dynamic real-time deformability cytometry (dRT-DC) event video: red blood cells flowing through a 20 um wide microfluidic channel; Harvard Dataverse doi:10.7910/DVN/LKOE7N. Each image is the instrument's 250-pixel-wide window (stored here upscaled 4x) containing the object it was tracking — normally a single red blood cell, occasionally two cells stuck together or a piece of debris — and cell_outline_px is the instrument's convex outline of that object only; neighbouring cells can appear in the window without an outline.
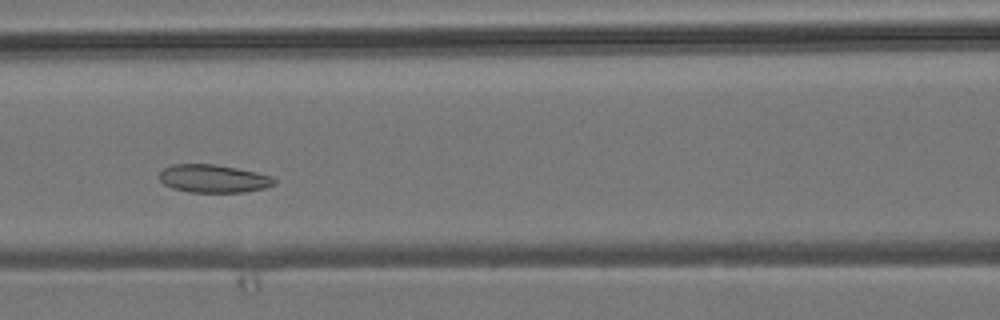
{"species": "common noctule bat (a hibernating species)", "species_latin": "Nyctalus noctula", "temperature_condition": "room temperature", "stored_images_in_passage": 5, "camera_frame_rate_fps": 3000, "um_per_image_px": 0.085, "animal": {"sex": "male", "body_mass_g": 19.2, "forearm_length_mm": 51.8}, "frame": {"image": 1, "passage_image": 5, "time_ms": 5.333, "image_size_px": [1000, 320], "cell_outline_px": [[276, 184], [264, 188], [244, 192], [188, 192], [172, 188], [164, 184], [160, 180], [160, 172], [164, 168], [172, 164], [216, 164], [256, 172], [272, 176], [276, 180]], "centroid_in_image_um": [18.15, 15.18], "position_along_channel_um": 148.5, "area_um2": 18.79}}